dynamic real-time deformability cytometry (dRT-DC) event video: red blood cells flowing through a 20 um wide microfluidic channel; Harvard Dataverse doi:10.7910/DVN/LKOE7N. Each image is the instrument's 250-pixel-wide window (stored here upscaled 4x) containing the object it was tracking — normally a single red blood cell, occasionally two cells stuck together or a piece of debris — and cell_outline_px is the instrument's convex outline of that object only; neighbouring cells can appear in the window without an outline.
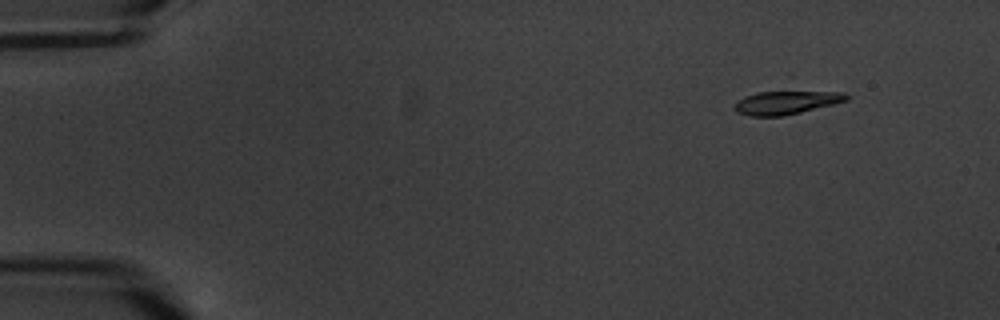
{"species": "common noctule bat (a hibernating species)", "species_latin": "Nyctalus noctula", "temperature_condition": "warm", "stored_images_in_passage": 7, "camera_frame_rate_fps": 3000, "um_per_image_px": 0.085, "animal": {"sex": "male", "body_mass_g": 20.1, "forearm_length_mm": 53.5}, "frame": {"image": 1, "passage_image": 2, "time_ms": 1.0, "image_size_px": [1000, 320], "cell_outline_px": [[848, 100], [836, 104], [784, 116], [748, 116], [736, 112], [732, 108], [732, 104], [736, 100], [744, 96], [756, 92], [844, 92], [848, 96]], "centroid_in_image_um": [66.75, 8.73], "position_along_channel_um": 18.2, "area_um2": 15.43}}
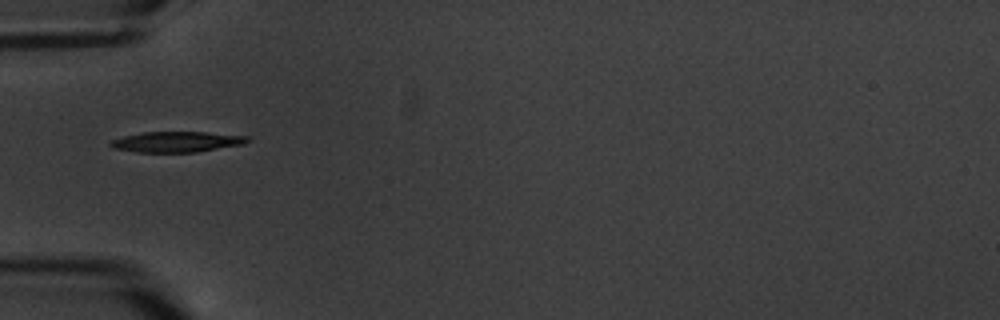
{"frame": {"image": 2, "passage_image": 6, "time_ms": 5.667, "image_size_px": [1000, 320], "cell_outline_px": [[252, 140], [244, 144], [196, 152], [136, 152], [112, 148], [108, 144], [112, 140], [124, 136], [144, 132], [208, 132], [252, 136]], "centroid_in_image_um": [15.08, 12.05], "position_along_channel_um": 69.9, "area_um2": 16.59}}